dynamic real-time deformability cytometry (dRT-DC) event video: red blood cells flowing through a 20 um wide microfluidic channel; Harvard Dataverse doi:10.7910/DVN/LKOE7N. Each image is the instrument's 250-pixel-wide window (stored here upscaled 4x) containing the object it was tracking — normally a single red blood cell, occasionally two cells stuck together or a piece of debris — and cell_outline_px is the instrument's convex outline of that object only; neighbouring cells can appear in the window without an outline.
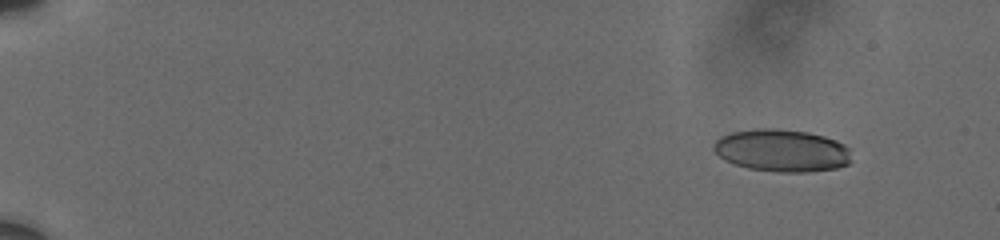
{"species": "human", "species_latin": "Homo sapiens", "temperature_condition": "cold", "stored_images_in_passage": 9, "camera_frame_rate_fps": 3000, "um_per_image_px": 0.085, "donor": {"sex": "male"}, "frame": {"image": 1, "passage_image": 3, "time_ms": 1.667, "image_size_px": [1000, 240], "cell_outline_px": [[852, 160], [848, 164], [836, 168], [808, 172], [780, 172], [748, 168], [724, 160], [712, 148], [712, 144], [720, 136], [732, 132], [756, 128], [776, 128], [808, 132], [824, 136], [836, 140], [844, 144], [848, 148]], "centroid_in_image_um": [66.46, 12.78], "position_along_channel_um": 18.5, "area_um2": 34.22}}
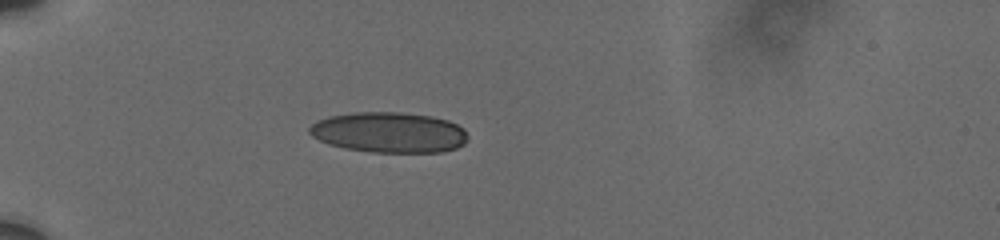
{"frame": {"image": 2, "passage_image": 7, "time_ms": 6.0, "image_size_px": [1000, 240], "cell_outline_px": [[468, 140], [464, 144], [456, 148], [444, 152], [372, 152], [344, 148], [328, 144], [312, 136], [308, 132], [308, 128], [316, 120], [328, 116], [352, 112], [400, 112], [432, 116], [448, 120], [464, 128], [468, 136]], "centroid_in_image_um": [33.07, 11.25], "position_along_channel_um": 51.9, "area_um2": 37.74}}
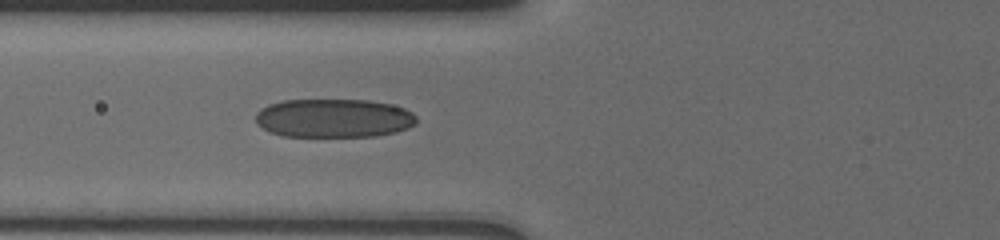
{"frame": {"image": 3, "passage_image": 9, "time_ms": 8.0, "image_size_px": [1000, 240], "cell_outline_px": [[416, 124], [408, 128], [396, 132], [376, 136], [284, 136], [272, 132], [256, 124], [256, 112], [260, 108], [268, 104], [284, 100], [368, 100], [388, 104], [404, 108], [412, 112], [416, 116]], "centroid_in_image_um": [28.37, 10.04], "position_along_channel_um": 97.4, "area_um2": 36.3}}